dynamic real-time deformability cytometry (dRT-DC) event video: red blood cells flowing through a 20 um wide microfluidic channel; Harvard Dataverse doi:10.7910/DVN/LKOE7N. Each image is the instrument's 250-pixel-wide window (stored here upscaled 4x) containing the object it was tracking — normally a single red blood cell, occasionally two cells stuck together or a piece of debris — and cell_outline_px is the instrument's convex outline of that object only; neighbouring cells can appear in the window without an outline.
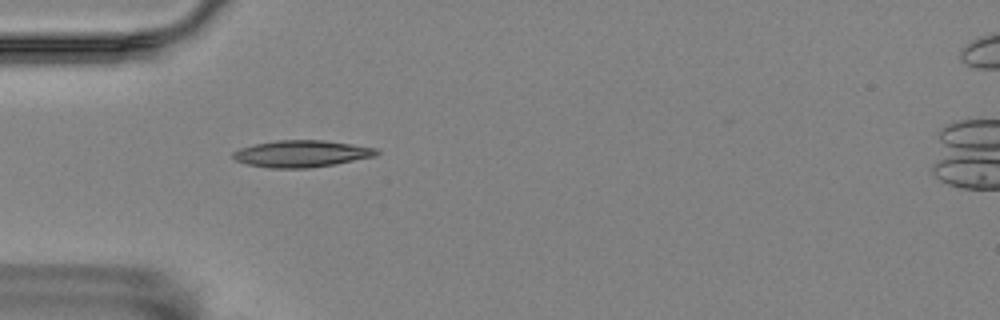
{"species": "Egyptian fruit bat (a non-hibernating species)", "species_latin": "Rousettus aegyptiacus", "temperature_condition": "room temperature", "stored_images_in_passage": 38, "camera_frame_rate_fps": 3000, "um_per_image_px": 0.085, "animal": {"sex": "female"}, "frame": {"image": 1, "passage_image": 1, "time_ms": 0.0, "image_size_px": [1000, 320], "cell_outline_px": [[380, 152], [376, 156], [336, 164], [308, 168], [268, 168], [248, 164], [236, 160], [232, 156], [232, 152], [240, 148], [256, 144], [276, 140], [324, 140], [352, 144], [376, 148]], "centroid_in_image_um": [25.65, 13.06], "position_along_channel_um": 59.3, "area_um2": 22.43}}
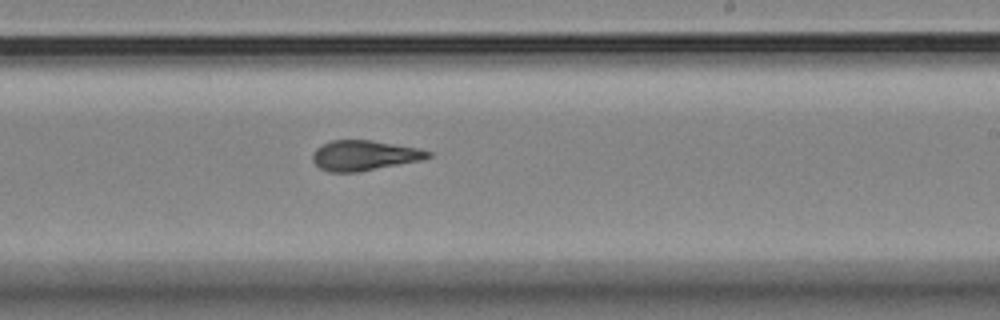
{"frame": {"image": 2, "passage_image": 18, "time_ms": 5.667, "image_size_px": [1000, 320], "cell_outline_px": [[432, 156], [420, 160], [360, 172], [328, 172], [320, 168], [312, 160], [312, 156], [316, 148], [332, 140], [368, 140], [416, 148], [432, 152]], "centroid_in_image_um": [30.93, 13.22], "position_along_channel_um": 258.1, "area_um2": 20.0}}
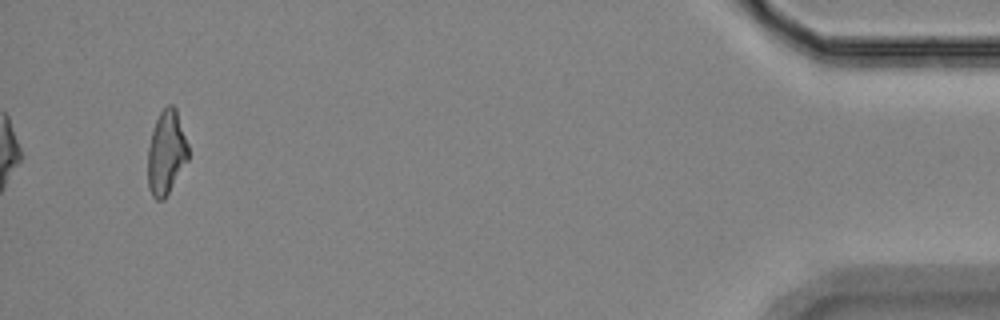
{"frame": {"image": 3, "passage_image": 38, "time_ms": 12.333, "image_size_px": [1000, 320], "cell_outline_px": [[188, 160], [164, 200], [156, 200], [152, 196], [148, 188], [148, 148], [152, 132], [156, 120], [160, 112], [168, 104], [172, 104], [176, 108], [188, 144]], "centroid_in_image_um": [14.13, 12.98], "position_along_channel_um": 421.1, "area_um2": 19.77}, "authors_computed_cell_mechanics": {"area_um2": 20.2589, "velocity_mm_per_s": 3.547, "shape_relaxation_time_tau1_ms": null, "shape_relaxation_time_tau2_ms": 2.0036, "deformation_change_tau1": null, "deformation_change_tau2": 0.1067}}